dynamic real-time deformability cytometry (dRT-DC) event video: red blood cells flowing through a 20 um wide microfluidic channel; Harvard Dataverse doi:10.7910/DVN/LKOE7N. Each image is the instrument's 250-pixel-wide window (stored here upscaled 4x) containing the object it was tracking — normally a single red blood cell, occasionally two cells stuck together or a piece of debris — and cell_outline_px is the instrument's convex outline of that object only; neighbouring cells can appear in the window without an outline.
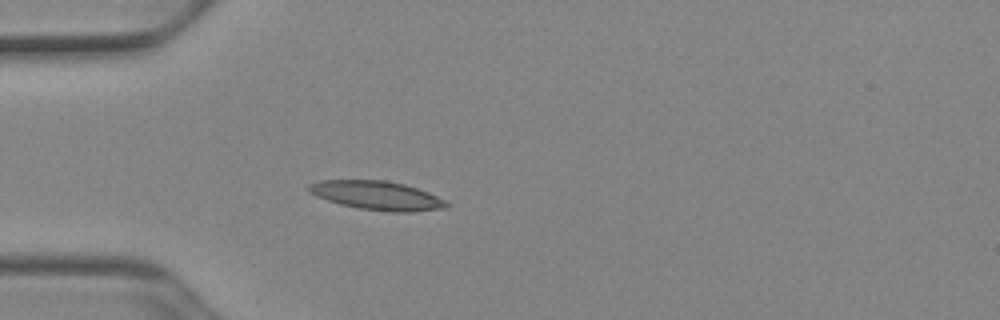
{"species": "Egyptian fruit bat (a non-hibernating species)", "species_latin": "Rousettus aegyptiacus", "temperature_condition": "cold", "stored_images_in_passage": 38, "camera_frame_rate_fps": 3000, "um_per_image_px": 0.085, "animal": {"sex": "female"}, "frame": {"image": 1, "passage_image": 1, "time_ms": 0.0, "image_size_px": [1000, 320], "cell_outline_px": [[452, 204], [448, 208], [412, 212], [388, 212], [360, 208], [340, 204], [316, 196], [308, 192], [308, 184], [320, 180], [384, 180], [404, 184], [428, 192]], "centroid_in_image_um": [32.06, 16.62], "position_along_channel_um": 52.9, "area_um2": 23.24}}
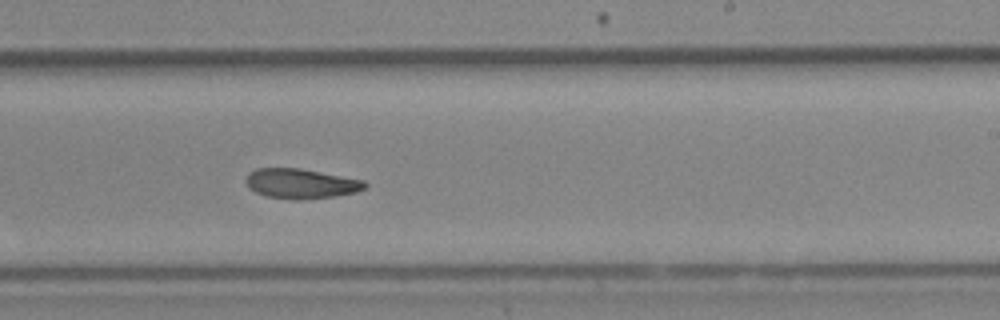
{"frame": {"image": 2, "passage_image": 18, "time_ms": 5.667, "image_size_px": [1000, 320], "cell_outline_px": [[368, 184], [364, 188], [356, 192], [336, 196], [304, 200], [292, 200], [268, 196], [256, 192], [248, 188], [244, 180], [248, 172], [256, 168], [300, 168], [364, 180]], "centroid_in_image_um": [25.55, 15.61], "position_along_channel_um": 263.4, "area_um2": 20.92}}
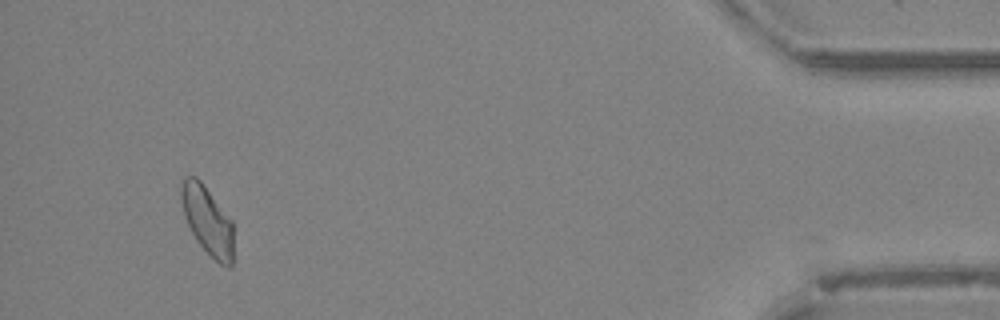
{"frame": {"image": 3, "passage_image": 35, "time_ms": 11.333, "image_size_px": [1000, 320], "cell_outline_px": [[232, 268], [228, 268], [220, 264], [196, 240], [184, 216], [180, 196], [180, 188], [184, 176], [196, 176], [200, 180], [232, 220]], "centroid_in_image_um": [17.62, 18.71], "position_along_channel_um": 417.6, "area_um2": 20.63}}